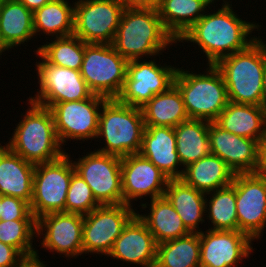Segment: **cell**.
I'll use <instances>...</instances> for the list:
<instances>
[{
	"label": "cell",
	"instance_id": "5",
	"mask_svg": "<svg viewBox=\"0 0 266 267\" xmlns=\"http://www.w3.org/2000/svg\"><path fill=\"white\" fill-rule=\"evenodd\" d=\"M207 66L203 74L178 68L174 85L182 95L189 119L215 122L229 100L220 70L215 65Z\"/></svg>",
	"mask_w": 266,
	"mask_h": 267
},
{
	"label": "cell",
	"instance_id": "42",
	"mask_svg": "<svg viewBox=\"0 0 266 267\" xmlns=\"http://www.w3.org/2000/svg\"><path fill=\"white\" fill-rule=\"evenodd\" d=\"M28 10L34 13L36 10L50 2L51 0H19Z\"/></svg>",
	"mask_w": 266,
	"mask_h": 267
},
{
	"label": "cell",
	"instance_id": "25",
	"mask_svg": "<svg viewBox=\"0 0 266 267\" xmlns=\"http://www.w3.org/2000/svg\"><path fill=\"white\" fill-rule=\"evenodd\" d=\"M182 180L205 194L230 186L234 171L218 156L207 155L183 168Z\"/></svg>",
	"mask_w": 266,
	"mask_h": 267
},
{
	"label": "cell",
	"instance_id": "36",
	"mask_svg": "<svg viewBox=\"0 0 266 267\" xmlns=\"http://www.w3.org/2000/svg\"><path fill=\"white\" fill-rule=\"evenodd\" d=\"M100 206L91 188L76 172L72 174L66 195L65 212L86 215Z\"/></svg>",
	"mask_w": 266,
	"mask_h": 267
},
{
	"label": "cell",
	"instance_id": "13",
	"mask_svg": "<svg viewBox=\"0 0 266 267\" xmlns=\"http://www.w3.org/2000/svg\"><path fill=\"white\" fill-rule=\"evenodd\" d=\"M88 154V155H87ZM73 162L100 205L123 204L121 157L94 150Z\"/></svg>",
	"mask_w": 266,
	"mask_h": 267
},
{
	"label": "cell",
	"instance_id": "10",
	"mask_svg": "<svg viewBox=\"0 0 266 267\" xmlns=\"http://www.w3.org/2000/svg\"><path fill=\"white\" fill-rule=\"evenodd\" d=\"M137 214L128 204L100 205L83 216V253L107 255L124 227Z\"/></svg>",
	"mask_w": 266,
	"mask_h": 267
},
{
	"label": "cell",
	"instance_id": "31",
	"mask_svg": "<svg viewBox=\"0 0 266 267\" xmlns=\"http://www.w3.org/2000/svg\"><path fill=\"white\" fill-rule=\"evenodd\" d=\"M33 29L36 35L40 31L56 38L73 35L74 5L68 0H51L33 13Z\"/></svg>",
	"mask_w": 266,
	"mask_h": 267
},
{
	"label": "cell",
	"instance_id": "21",
	"mask_svg": "<svg viewBox=\"0 0 266 267\" xmlns=\"http://www.w3.org/2000/svg\"><path fill=\"white\" fill-rule=\"evenodd\" d=\"M139 154L150 160L169 179L182 178L184 169L178 167L182 164L176 151L173 127L145 126Z\"/></svg>",
	"mask_w": 266,
	"mask_h": 267
},
{
	"label": "cell",
	"instance_id": "23",
	"mask_svg": "<svg viewBox=\"0 0 266 267\" xmlns=\"http://www.w3.org/2000/svg\"><path fill=\"white\" fill-rule=\"evenodd\" d=\"M215 123L225 131L260 142L266 136V109L229 101Z\"/></svg>",
	"mask_w": 266,
	"mask_h": 267
},
{
	"label": "cell",
	"instance_id": "28",
	"mask_svg": "<svg viewBox=\"0 0 266 267\" xmlns=\"http://www.w3.org/2000/svg\"><path fill=\"white\" fill-rule=\"evenodd\" d=\"M208 6L204 0H160L157 10L163 27L177 42Z\"/></svg>",
	"mask_w": 266,
	"mask_h": 267
},
{
	"label": "cell",
	"instance_id": "18",
	"mask_svg": "<svg viewBox=\"0 0 266 267\" xmlns=\"http://www.w3.org/2000/svg\"><path fill=\"white\" fill-rule=\"evenodd\" d=\"M169 178L150 160L140 154L121 158L123 204L131 205L133 199L143 196L155 199L164 196Z\"/></svg>",
	"mask_w": 266,
	"mask_h": 267
},
{
	"label": "cell",
	"instance_id": "2",
	"mask_svg": "<svg viewBox=\"0 0 266 267\" xmlns=\"http://www.w3.org/2000/svg\"><path fill=\"white\" fill-rule=\"evenodd\" d=\"M173 43L177 42L163 27L157 9L125 8L111 45L132 61L162 54Z\"/></svg>",
	"mask_w": 266,
	"mask_h": 267
},
{
	"label": "cell",
	"instance_id": "27",
	"mask_svg": "<svg viewBox=\"0 0 266 267\" xmlns=\"http://www.w3.org/2000/svg\"><path fill=\"white\" fill-rule=\"evenodd\" d=\"M140 205L143 209L148 208L147 206L151 207L149 215L139 214L138 211L137 215L147 225L157 244L190 233L165 196L151 199L149 205H146V203Z\"/></svg>",
	"mask_w": 266,
	"mask_h": 267
},
{
	"label": "cell",
	"instance_id": "33",
	"mask_svg": "<svg viewBox=\"0 0 266 267\" xmlns=\"http://www.w3.org/2000/svg\"><path fill=\"white\" fill-rule=\"evenodd\" d=\"M54 39L51 43L46 42L37 47L36 53L38 52L50 64L80 70L87 43L75 35Z\"/></svg>",
	"mask_w": 266,
	"mask_h": 267
},
{
	"label": "cell",
	"instance_id": "38",
	"mask_svg": "<svg viewBox=\"0 0 266 267\" xmlns=\"http://www.w3.org/2000/svg\"><path fill=\"white\" fill-rule=\"evenodd\" d=\"M23 258L16 248L0 241V267H14Z\"/></svg>",
	"mask_w": 266,
	"mask_h": 267
},
{
	"label": "cell",
	"instance_id": "6",
	"mask_svg": "<svg viewBox=\"0 0 266 267\" xmlns=\"http://www.w3.org/2000/svg\"><path fill=\"white\" fill-rule=\"evenodd\" d=\"M145 129L140 108L107 99L100 110L96 138H104L105 146L96 151L125 157L139 154Z\"/></svg>",
	"mask_w": 266,
	"mask_h": 267
},
{
	"label": "cell",
	"instance_id": "9",
	"mask_svg": "<svg viewBox=\"0 0 266 267\" xmlns=\"http://www.w3.org/2000/svg\"><path fill=\"white\" fill-rule=\"evenodd\" d=\"M125 6L120 0H78L73 35L85 43L112 44Z\"/></svg>",
	"mask_w": 266,
	"mask_h": 267
},
{
	"label": "cell",
	"instance_id": "16",
	"mask_svg": "<svg viewBox=\"0 0 266 267\" xmlns=\"http://www.w3.org/2000/svg\"><path fill=\"white\" fill-rule=\"evenodd\" d=\"M200 267H237L249 258L253 239L242 231L211 230L199 233ZM250 254V255H249Z\"/></svg>",
	"mask_w": 266,
	"mask_h": 267
},
{
	"label": "cell",
	"instance_id": "45",
	"mask_svg": "<svg viewBox=\"0 0 266 267\" xmlns=\"http://www.w3.org/2000/svg\"><path fill=\"white\" fill-rule=\"evenodd\" d=\"M3 52H5V50L2 48V46L0 44V55H2Z\"/></svg>",
	"mask_w": 266,
	"mask_h": 267
},
{
	"label": "cell",
	"instance_id": "19",
	"mask_svg": "<svg viewBox=\"0 0 266 267\" xmlns=\"http://www.w3.org/2000/svg\"><path fill=\"white\" fill-rule=\"evenodd\" d=\"M211 154L222 159L237 173H254L258 162L259 141L223 130L215 122H209Z\"/></svg>",
	"mask_w": 266,
	"mask_h": 267
},
{
	"label": "cell",
	"instance_id": "29",
	"mask_svg": "<svg viewBox=\"0 0 266 267\" xmlns=\"http://www.w3.org/2000/svg\"><path fill=\"white\" fill-rule=\"evenodd\" d=\"M141 110L145 126L174 128L189 119L182 95L175 85L152 97Z\"/></svg>",
	"mask_w": 266,
	"mask_h": 267
},
{
	"label": "cell",
	"instance_id": "4",
	"mask_svg": "<svg viewBox=\"0 0 266 267\" xmlns=\"http://www.w3.org/2000/svg\"><path fill=\"white\" fill-rule=\"evenodd\" d=\"M28 101L30 108L6 146L34 165L61 158L66 151L61 148L50 109Z\"/></svg>",
	"mask_w": 266,
	"mask_h": 267
},
{
	"label": "cell",
	"instance_id": "41",
	"mask_svg": "<svg viewBox=\"0 0 266 267\" xmlns=\"http://www.w3.org/2000/svg\"><path fill=\"white\" fill-rule=\"evenodd\" d=\"M38 253L32 256L24 257L16 266L14 267H46L43 261H40Z\"/></svg>",
	"mask_w": 266,
	"mask_h": 267
},
{
	"label": "cell",
	"instance_id": "46",
	"mask_svg": "<svg viewBox=\"0 0 266 267\" xmlns=\"http://www.w3.org/2000/svg\"><path fill=\"white\" fill-rule=\"evenodd\" d=\"M4 0H0V10L2 8V4H3Z\"/></svg>",
	"mask_w": 266,
	"mask_h": 267
},
{
	"label": "cell",
	"instance_id": "32",
	"mask_svg": "<svg viewBox=\"0 0 266 267\" xmlns=\"http://www.w3.org/2000/svg\"><path fill=\"white\" fill-rule=\"evenodd\" d=\"M154 267H200L199 233L157 244Z\"/></svg>",
	"mask_w": 266,
	"mask_h": 267
},
{
	"label": "cell",
	"instance_id": "26",
	"mask_svg": "<svg viewBox=\"0 0 266 267\" xmlns=\"http://www.w3.org/2000/svg\"><path fill=\"white\" fill-rule=\"evenodd\" d=\"M35 36L33 13L19 0H4L0 10V44L6 51Z\"/></svg>",
	"mask_w": 266,
	"mask_h": 267
},
{
	"label": "cell",
	"instance_id": "35",
	"mask_svg": "<svg viewBox=\"0 0 266 267\" xmlns=\"http://www.w3.org/2000/svg\"><path fill=\"white\" fill-rule=\"evenodd\" d=\"M37 234V219L0 220V241L16 248L24 257L35 255L32 240Z\"/></svg>",
	"mask_w": 266,
	"mask_h": 267
},
{
	"label": "cell",
	"instance_id": "14",
	"mask_svg": "<svg viewBox=\"0 0 266 267\" xmlns=\"http://www.w3.org/2000/svg\"><path fill=\"white\" fill-rule=\"evenodd\" d=\"M107 99L92 95L81 101L59 102L49 109L52 113L55 131L60 144L66 141L96 139L100 108Z\"/></svg>",
	"mask_w": 266,
	"mask_h": 267
},
{
	"label": "cell",
	"instance_id": "3",
	"mask_svg": "<svg viewBox=\"0 0 266 267\" xmlns=\"http://www.w3.org/2000/svg\"><path fill=\"white\" fill-rule=\"evenodd\" d=\"M264 42L258 36L245 50L223 57L215 64L223 75L230 102L262 106Z\"/></svg>",
	"mask_w": 266,
	"mask_h": 267
},
{
	"label": "cell",
	"instance_id": "34",
	"mask_svg": "<svg viewBox=\"0 0 266 267\" xmlns=\"http://www.w3.org/2000/svg\"><path fill=\"white\" fill-rule=\"evenodd\" d=\"M206 195H210L209 201L205 199V211L209 215L207 219L213 224L211 230H238L235 188L230 185Z\"/></svg>",
	"mask_w": 266,
	"mask_h": 267
},
{
	"label": "cell",
	"instance_id": "47",
	"mask_svg": "<svg viewBox=\"0 0 266 267\" xmlns=\"http://www.w3.org/2000/svg\"><path fill=\"white\" fill-rule=\"evenodd\" d=\"M0 212H1V195H0ZM1 214V213H0Z\"/></svg>",
	"mask_w": 266,
	"mask_h": 267
},
{
	"label": "cell",
	"instance_id": "22",
	"mask_svg": "<svg viewBox=\"0 0 266 267\" xmlns=\"http://www.w3.org/2000/svg\"><path fill=\"white\" fill-rule=\"evenodd\" d=\"M34 164L0 147V195L20 198L30 204L33 195Z\"/></svg>",
	"mask_w": 266,
	"mask_h": 267
},
{
	"label": "cell",
	"instance_id": "15",
	"mask_svg": "<svg viewBox=\"0 0 266 267\" xmlns=\"http://www.w3.org/2000/svg\"><path fill=\"white\" fill-rule=\"evenodd\" d=\"M235 188L238 231L259 239L266 227V178L255 173H237Z\"/></svg>",
	"mask_w": 266,
	"mask_h": 267
},
{
	"label": "cell",
	"instance_id": "39",
	"mask_svg": "<svg viewBox=\"0 0 266 267\" xmlns=\"http://www.w3.org/2000/svg\"><path fill=\"white\" fill-rule=\"evenodd\" d=\"M254 173L266 178V136L258 144V162Z\"/></svg>",
	"mask_w": 266,
	"mask_h": 267
},
{
	"label": "cell",
	"instance_id": "24",
	"mask_svg": "<svg viewBox=\"0 0 266 267\" xmlns=\"http://www.w3.org/2000/svg\"><path fill=\"white\" fill-rule=\"evenodd\" d=\"M164 196L171 203L190 233H200L204 222L207 195L187 185L182 179H169ZM197 228V229H196Z\"/></svg>",
	"mask_w": 266,
	"mask_h": 267
},
{
	"label": "cell",
	"instance_id": "20",
	"mask_svg": "<svg viewBox=\"0 0 266 267\" xmlns=\"http://www.w3.org/2000/svg\"><path fill=\"white\" fill-rule=\"evenodd\" d=\"M157 243L147 225L136 214L115 240L107 257L143 267H154Z\"/></svg>",
	"mask_w": 266,
	"mask_h": 267
},
{
	"label": "cell",
	"instance_id": "37",
	"mask_svg": "<svg viewBox=\"0 0 266 267\" xmlns=\"http://www.w3.org/2000/svg\"><path fill=\"white\" fill-rule=\"evenodd\" d=\"M0 220L36 219L30 204L20 198L1 195Z\"/></svg>",
	"mask_w": 266,
	"mask_h": 267
},
{
	"label": "cell",
	"instance_id": "7",
	"mask_svg": "<svg viewBox=\"0 0 266 267\" xmlns=\"http://www.w3.org/2000/svg\"><path fill=\"white\" fill-rule=\"evenodd\" d=\"M127 64L111 44L87 43L80 73L94 95L116 99L124 85Z\"/></svg>",
	"mask_w": 266,
	"mask_h": 267
},
{
	"label": "cell",
	"instance_id": "8",
	"mask_svg": "<svg viewBox=\"0 0 266 267\" xmlns=\"http://www.w3.org/2000/svg\"><path fill=\"white\" fill-rule=\"evenodd\" d=\"M72 162L65 153L55 161L35 166L30 208L36 219L49 213L65 212L66 195L75 172Z\"/></svg>",
	"mask_w": 266,
	"mask_h": 267
},
{
	"label": "cell",
	"instance_id": "44",
	"mask_svg": "<svg viewBox=\"0 0 266 267\" xmlns=\"http://www.w3.org/2000/svg\"><path fill=\"white\" fill-rule=\"evenodd\" d=\"M206 3H208L209 5L212 3H214L215 0H204ZM224 3H222V5L228 4L229 2H227V0H223Z\"/></svg>",
	"mask_w": 266,
	"mask_h": 267
},
{
	"label": "cell",
	"instance_id": "17",
	"mask_svg": "<svg viewBox=\"0 0 266 267\" xmlns=\"http://www.w3.org/2000/svg\"><path fill=\"white\" fill-rule=\"evenodd\" d=\"M83 221V215L75 213L45 214L37 219V236L43 235L41 245L45 249L74 258L83 254Z\"/></svg>",
	"mask_w": 266,
	"mask_h": 267
},
{
	"label": "cell",
	"instance_id": "12",
	"mask_svg": "<svg viewBox=\"0 0 266 267\" xmlns=\"http://www.w3.org/2000/svg\"><path fill=\"white\" fill-rule=\"evenodd\" d=\"M37 56L42 60L35 65L39 92L30 101L50 108L55 103L86 100L93 95L80 70L50 64L38 52Z\"/></svg>",
	"mask_w": 266,
	"mask_h": 267
},
{
	"label": "cell",
	"instance_id": "40",
	"mask_svg": "<svg viewBox=\"0 0 266 267\" xmlns=\"http://www.w3.org/2000/svg\"><path fill=\"white\" fill-rule=\"evenodd\" d=\"M125 8H155L157 9L160 0H120Z\"/></svg>",
	"mask_w": 266,
	"mask_h": 267
},
{
	"label": "cell",
	"instance_id": "43",
	"mask_svg": "<svg viewBox=\"0 0 266 267\" xmlns=\"http://www.w3.org/2000/svg\"><path fill=\"white\" fill-rule=\"evenodd\" d=\"M262 106L266 109V67L263 75Z\"/></svg>",
	"mask_w": 266,
	"mask_h": 267
},
{
	"label": "cell",
	"instance_id": "1",
	"mask_svg": "<svg viewBox=\"0 0 266 267\" xmlns=\"http://www.w3.org/2000/svg\"><path fill=\"white\" fill-rule=\"evenodd\" d=\"M206 13L208 12L178 42L190 41L198 45L203 54L205 52L208 65H215L223 57L245 50L256 40L255 36L250 38L249 35L261 25L238 18L232 9V3L222 5L216 13Z\"/></svg>",
	"mask_w": 266,
	"mask_h": 267
},
{
	"label": "cell",
	"instance_id": "30",
	"mask_svg": "<svg viewBox=\"0 0 266 267\" xmlns=\"http://www.w3.org/2000/svg\"><path fill=\"white\" fill-rule=\"evenodd\" d=\"M176 151L182 167L211 154L209 140V122L188 119L174 127Z\"/></svg>",
	"mask_w": 266,
	"mask_h": 267
},
{
	"label": "cell",
	"instance_id": "11",
	"mask_svg": "<svg viewBox=\"0 0 266 267\" xmlns=\"http://www.w3.org/2000/svg\"><path fill=\"white\" fill-rule=\"evenodd\" d=\"M140 61H128L124 85L116 99L141 109L152 97L174 85L178 68L167 64L159 66L155 60Z\"/></svg>",
	"mask_w": 266,
	"mask_h": 267
}]
</instances>
